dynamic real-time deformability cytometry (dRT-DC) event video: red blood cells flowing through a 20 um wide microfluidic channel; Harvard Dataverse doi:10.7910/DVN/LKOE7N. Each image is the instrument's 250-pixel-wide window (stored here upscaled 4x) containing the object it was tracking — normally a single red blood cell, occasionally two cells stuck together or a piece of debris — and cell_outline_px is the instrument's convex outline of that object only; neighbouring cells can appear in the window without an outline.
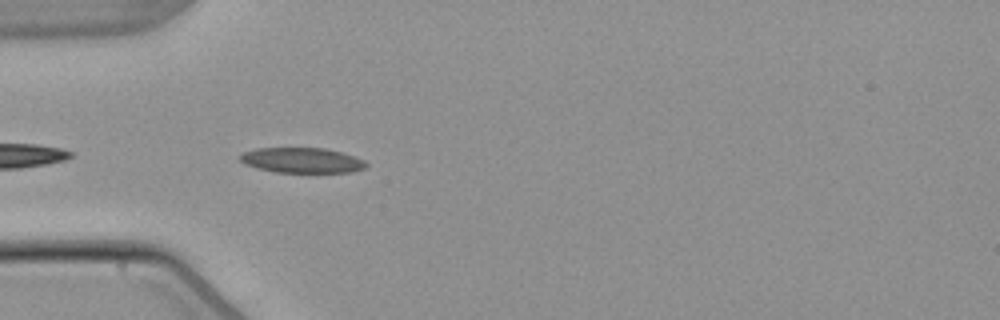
{"species": "common noctule bat (a hibernating species)", "species_latin": "Nyctalus noctula", "temperature_condition": "warm", "stored_images_in_passage": 5, "camera_frame_rate_fps": 3000, "um_per_image_px": 0.085, "animal": {"sex": "male", "body_mass_g": 21.5, "forearm_length_mm": 52.0}, "frame": {"image": 1, "passage_image": 5, "time_ms": 5.0, "image_size_px": [1000, 320], "cell_outline_px": [[368, 164], [364, 168], [352, 172], [276, 172], [256, 168], [244, 164], [240, 160], [240, 156], [244, 152], [256, 148], [324, 148], [340, 152], [364, 160]], "centroid_in_image_um": [25.64, 13.62], "position_along_channel_um": 59.4, "area_um2": 18.38}}